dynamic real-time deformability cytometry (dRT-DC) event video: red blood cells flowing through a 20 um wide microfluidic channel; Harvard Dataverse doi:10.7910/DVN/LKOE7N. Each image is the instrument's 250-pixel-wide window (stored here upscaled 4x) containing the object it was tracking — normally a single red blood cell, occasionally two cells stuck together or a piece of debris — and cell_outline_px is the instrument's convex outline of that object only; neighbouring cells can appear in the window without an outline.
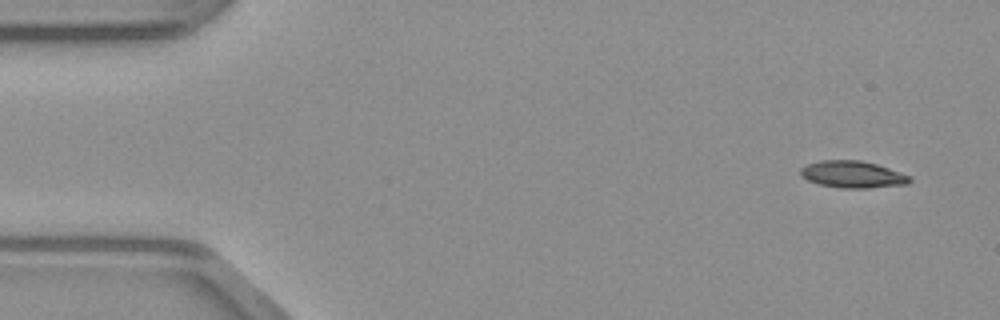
{"species": "common noctule bat (a hibernating species)", "species_latin": "Nyctalus noctula", "temperature_condition": "warm", "stored_images_in_passage": 46, "camera_frame_rate_fps": 3000, "um_per_image_px": 0.085, "animal": {"sex": "male", "body_mass_g": 23.1, "forearm_length_mm": 52.7}, "frame": {"image": 1, "passage_image": 1, "time_ms": 0.0, "image_size_px": [1000, 320], "cell_outline_px": [[912, 180], [908, 184], [868, 188], [840, 188], [816, 184], [800, 176], [800, 168], [808, 164], [820, 160], [860, 160], [876, 164], [912, 176]], "centroid_in_image_um": [72.46, 14.83], "position_along_channel_um": 12.5, "area_um2": 17.28}}
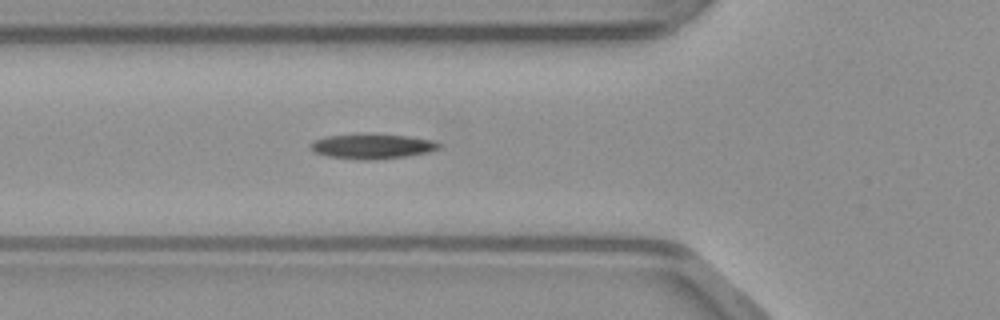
{"frame": {"image": 2, "passage_image": 15, "time_ms": 4.667, "image_size_px": [1000, 320], "cell_outline_px": [[440, 148], [428, 152], [404, 156], [368, 160], [360, 160], [328, 156], [316, 152], [308, 148], [308, 144], [312, 140], [328, 136], [360, 132], [408, 136], [432, 140], [440, 144]], "centroid_in_image_um": [31.56, 12.41], "position_along_channel_um": 94.2, "area_um2": 18.96}}
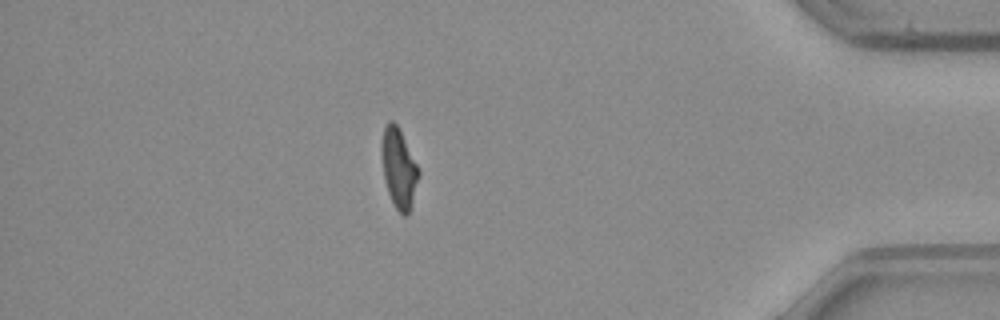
{"frame": {"image": 3, "passage_image": 40, "time_ms": 13.0, "image_size_px": [1000, 320], "cell_outline_px": [[420, 176], [408, 212], [404, 216], [396, 208], [388, 192], [384, 176], [380, 148], [380, 144], [384, 128], [388, 120], [392, 120], [396, 124], [420, 172]], "centroid_in_image_um": [33.87, 14.27], "position_along_channel_um": 401.3, "area_um2": 16.65}}